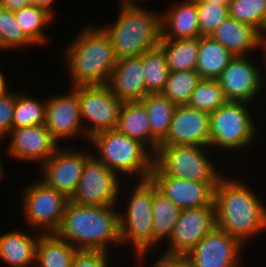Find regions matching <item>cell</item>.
Returning a JSON list of instances; mask_svg holds the SVG:
<instances>
[{
  "label": "cell",
  "instance_id": "cell-1",
  "mask_svg": "<svg viewBox=\"0 0 266 267\" xmlns=\"http://www.w3.org/2000/svg\"><path fill=\"white\" fill-rule=\"evenodd\" d=\"M213 204L216 226L243 244L266 229V207L242 181L222 175L214 189Z\"/></svg>",
  "mask_w": 266,
  "mask_h": 267
},
{
  "label": "cell",
  "instance_id": "cell-2",
  "mask_svg": "<svg viewBox=\"0 0 266 267\" xmlns=\"http://www.w3.org/2000/svg\"><path fill=\"white\" fill-rule=\"evenodd\" d=\"M113 207L81 205L69 199L54 234L78 251L108 252V244L121 242L119 212Z\"/></svg>",
  "mask_w": 266,
  "mask_h": 267
},
{
  "label": "cell",
  "instance_id": "cell-3",
  "mask_svg": "<svg viewBox=\"0 0 266 267\" xmlns=\"http://www.w3.org/2000/svg\"><path fill=\"white\" fill-rule=\"evenodd\" d=\"M66 49L64 60L73 87L108 83L118 58L101 26L85 27Z\"/></svg>",
  "mask_w": 266,
  "mask_h": 267
},
{
  "label": "cell",
  "instance_id": "cell-4",
  "mask_svg": "<svg viewBox=\"0 0 266 267\" xmlns=\"http://www.w3.org/2000/svg\"><path fill=\"white\" fill-rule=\"evenodd\" d=\"M115 24L101 26L119 59L142 55L157 47L162 37L161 14L145 7H120Z\"/></svg>",
  "mask_w": 266,
  "mask_h": 267
},
{
  "label": "cell",
  "instance_id": "cell-5",
  "mask_svg": "<svg viewBox=\"0 0 266 267\" xmlns=\"http://www.w3.org/2000/svg\"><path fill=\"white\" fill-rule=\"evenodd\" d=\"M98 150L96 157L112 172L118 174H129L140 180L150 178L154 166V153L142 142L129 138L117 129L104 130L89 138ZM149 152V153H148Z\"/></svg>",
  "mask_w": 266,
  "mask_h": 267
},
{
  "label": "cell",
  "instance_id": "cell-6",
  "mask_svg": "<svg viewBox=\"0 0 266 267\" xmlns=\"http://www.w3.org/2000/svg\"><path fill=\"white\" fill-rule=\"evenodd\" d=\"M127 210L119 213L121 243L132 244L140 261L153 247V183L138 180L129 197Z\"/></svg>",
  "mask_w": 266,
  "mask_h": 267
},
{
  "label": "cell",
  "instance_id": "cell-7",
  "mask_svg": "<svg viewBox=\"0 0 266 267\" xmlns=\"http://www.w3.org/2000/svg\"><path fill=\"white\" fill-rule=\"evenodd\" d=\"M205 147L159 146L151 175H170L197 182H218L222 177L209 160Z\"/></svg>",
  "mask_w": 266,
  "mask_h": 267
},
{
  "label": "cell",
  "instance_id": "cell-8",
  "mask_svg": "<svg viewBox=\"0 0 266 267\" xmlns=\"http://www.w3.org/2000/svg\"><path fill=\"white\" fill-rule=\"evenodd\" d=\"M248 110L247 102L227 101L210 113V147L238 150L253 144L257 127Z\"/></svg>",
  "mask_w": 266,
  "mask_h": 267
},
{
  "label": "cell",
  "instance_id": "cell-9",
  "mask_svg": "<svg viewBox=\"0 0 266 267\" xmlns=\"http://www.w3.org/2000/svg\"><path fill=\"white\" fill-rule=\"evenodd\" d=\"M24 190L21 194L23 214L31 227L30 231L42 228V234H54L59 228L69 199L42 180L35 181Z\"/></svg>",
  "mask_w": 266,
  "mask_h": 267
},
{
  "label": "cell",
  "instance_id": "cell-10",
  "mask_svg": "<svg viewBox=\"0 0 266 267\" xmlns=\"http://www.w3.org/2000/svg\"><path fill=\"white\" fill-rule=\"evenodd\" d=\"M73 89L79 95L80 114L85 135L91 138L94 134L116 129L120 117L122 102L115 96L108 85H81ZM87 126V127H86Z\"/></svg>",
  "mask_w": 266,
  "mask_h": 267
},
{
  "label": "cell",
  "instance_id": "cell-11",
  "mask_svg": "<svg viewBox=\"0 0 266 267\" xmlns=\"http://www.w3.org/2000/svg\"><path fill=\"white\" fill-rule=\"evenodd\" d=\"M119 176L91 155L74 195L70 198L81 205L115 206L119 192Z\"/></svg>",
  "mask_w": 266,
  "mask_h": 267
},
{
  "label": "cell",
  "instance_id": "cell-12",
  "mask_svg": "<svg viewBox=\"0 0 266 267\" xmlns=\"http://www.w3.org/2000/svg\"><path fill=\"white\" fill-rule=\"evenodd\" d=\"M244 244L217 226L184 258L188 267H239Z\"/></svg>",
  "mask_w": 266,
  "mask_h": 267
},
{
  "label": "cell",
  "instance_id": "cell-13",
  "mask_svg": "<svg viewBox=\"0 0 266 267\" xmlns=\"http://www.w3.org/2000/svg\"><path fill=\"white\" fill-rule=\"evenodd\" d=\"M90 153L74 151V148L58 147L40 168L42 180L47 186L63 193L70 199L79 184L86 160Z\"/></svg>",
  "mask_w": 266,
  "mask_h": 267
},
{
  "label": "cell",
  "instance_id": "cell-14",
  "mask_svg": "<svg viewBox=\"0 0 266 267\" xmlns=\"http://www.w3.org/2000/svg\"><path fill=\"white\" fill-rule=\"evenodd\" d=\"M215 227L214 206L181 210L172 236L168 240L171 245L162 255L184 257Z\"/></svg>",
  "mask_w": 266,
  "mask_h": 267
},
{
  "label": "cell",
  "instance_id": "cell-15",
  "mask_svg": "<svg viewBox=\"0 0 266 267\" xmlns=\"http://www.w3.org/2000/svg\"><path fill=\"white\" fill-rule=\"evenodd\" d=\"M253 62L247 56H235L217 78L228 101L250 104L261 93L265 79Z\"/></svg>",
  "mask_w": 266,
  "mask_h": 267
},
{
  "label": "cell",
  "instance_id": "cell-16",
  "mask_svg": "<svg viewBox=\"0 0 266 267\" xmlns=\"http://www.w3.org/2000/svg\"><path fill=\"white\" fill-rule=\"evenodd\" d=\"M210 113L188 105H177L170 128L159 146L194 145L210 147Z\"/></svg>",
  "mask_w": 266,
  "mask_h": 267
},
{
  "label": "cell",
  "instance_id": "cell-17",
  "mask_svg": "<svg viewBox=\"0 0 266 267\" xmlns=\"http://www.w3.org/2000/svg\"><path fill=\"white\" fill-rule=\"evenodd\" d=\"M45 126L52 137L60 143L62 139H73L85 135L80 114L79 95L72 89L69 93L46 99ZM83 128V129H82Z\"/></svg>",
  "mask_w": 266,
  "mask_h": 267
},
{
  "label": "cell",
  "instance_id": "cell-18",
  "mask_svg": "<svg viewBox=\"0 0 266 267\" xmlns=\"http://www.w3.org/2000/svg\"><path fill=\"white\" fill-rule=\"evenodd\" d=\"M157 190L181 210L214 206L218 182H197L170 175H150Z\"/></svg>",
  "mask_w": 266,
  "mask_h": 267
},
{
  "label": "cell",
  "instance_id": "cell-19",
  "mask_svg": "<svg viewBox=\"0 0 266 267\" xmlns=\"http://www.w3.org/2000/svg\"><path fill=\"white\" fill-rule=\"evenodd\" d=\"M7 154L17 160L37 161L40 166L54 154L59 147L44 124L11 129Z\"/></svg>",
  "mask_w": 266,
  "mask_h": 267
},
{
  "label": "cell",
  "instance_id": "cell-20",
  "mask_svg": "<svg viewBox=\"0 0 266 267\" xmlns=\"http://www.w3.org/2000/svg\"><path fill=\"white\" fill-rule=\"evenodd\" d=\"M122 102L141 101L146 95L143 54L119 59L107 83Z\"/></svg>",
  "mask_w": 266,
  "mask_h": 267
},
{
  "label": "cell",
  "instance_id": "cell-21",
  "mask_svg": "<svg viewBox=\"0 0 266 267\" xmlns=\"http://www.w3.org/2000/svg\"><path fill=\"white\" fill-rule=\"evenodd\" d=\"M161 15L162 38L195 39L200 38L197 2L185 0L168 8Z\"/></svg>",
  "mask_w": 266,
  "mask_h": 267
},
{
  "label": "cell",
  "instance_id": "cell-22",
  "mask_svg": "<svg viewBox=\"0 0 266 267\" xmlns=\"http://www.w3.org/2000/svg\"><path fill=\"white\" fill-rule=\"evenodd\" d=\"M234 56H246L262 47L260 32L253 26L228 16L211 35Z\"/></svg>",
  "mask_w": 266,
  "mask_h": 267
},
{
  "label": "cell",
  "instance_id": "cell-23",
  "mask_svg": "<svg viewBox=\"0 0 266 267\" xmlns=\"http://www.w3.org/2000/svg\"><path fill=\"white\" fill-rule=\"evenodd\" d=\"M116 129L142 142L151 149L150 152H157L160 142L151 134L148 114L140 101L123 103Z\"/></svg>",
  "mask_w": 266,
  "mask_h": 267
},
{
  "label": "cell",
  "instance_id": "cell-24",
  "mask_svg": "<svg viewBox=\"0 0 266 267\" xmlns=\"http://www.w3.org/2000/svg\"><path fill=\"white\" fill-rule=\"evenodd\" d=\"M31 234L13 230L0 235V258L4 263L11 267H30L35 264L36 245L40 235Z\"/></svg>",
  "mask_w": 266,
  "mask_h": 267
},
{
  "label": "cell",
  "instance_id": "cell-25",
  "mask_svg": "<svg viewBox=\"0 0 266 267\" xmlns=\"http://www.w3.org/2000/svg\"><path fill=\"white\" fill-rule=\"evenodd\" d=\"M235 56L211 36L199 38L195 70L201 79H217Z\"/></svg>",
  "mask_w": 266,
  "mask_h": 267
},
{
  "label": "cell",
  "instance_id": "cell-26",
  "mask_svg": "<svg viewBox=\"0 0 266 267\" xmlns=\"http://www.w3.org/2000/svg\"><path fill=\"white\" fill-rule=\"evenodd\" d=\"M41 232L36 245L35 267H71L78 250L55 234Z\"/></svg>",
  "mask_w": 266,
  "mask_h": 267
},
{
  "label": "cell",
  "instance_id": "cell-27",
  "mask_svg": "<svg viewBox=\"0 0 266 267\" xmlns=\"http://www.w3.org/2000/svg\"><path fill=\"white\" fill-rule=\"evenodd\" d=\"M164 52L170 72L195 70L198 61L199 38L164 39L158 45Z\"/></svg>",
  "mask_w": 266,
  "mask_h": 267
},
{
  "label": "cell",
  "instance_id": "cell-28",
  "mask_svg": "<svg viewBox=\"0 0 266 267\" xmlns=\"http://www.w3.org/2000/svg\"><path fill=\"white\" fill-rule=\"evenodd\" d=\"M181 209L153 184V246L172 236Z\"/></svg>",
  "mask_w": 266,
  "mask_h": 267
},
{
  "label": "cell",
  "instance_id": "cell-29",
  "mask_svg": "<svg viewBox=\"0 0 266 267\" xmlns=\"http://www.w3.org/2000/svg\"><path fill=\"white\" fill-rule=\"evenodd\" d=\"M140 102L147 111L151 134L161 142L168 133L176 105L161 93L148 94Z\"/></svg>",
  "mask_w": 266,
  "mask_h": 267
},
{
  "label": "cell",
  "instance_id": "cell-30",
  "mask_svg": "<svg viewBox=\"0 0 266 267\" xmlns=\"http://www.w3.org/2000/svg\"><path fill=\"white\" fill-rule=\"evenodd\" d=\"M145 86L149 94L164 90L170 70L163 50L157 46L143 53Z\"/></svg>",
  "mask_w": 266,
  "mask_h": 267
},
{
  "label": "cell",
  "instance_id": "cell-31",
  "mask_svg": "<svg viewBox=\"0 0 266 267\" xmlns=\"http://www.w3.org/2000/svg\"><path fill=\"white\" fill-rule=\"evenodd\" d=\"M14 15L22 31L36 45L46 44L48 38L43 29L49 25L55 16L33 5L14 11Z\"/></svg>",
  "mask_w": 266,
  "mask_h": 267
},
{
  "label": "cell",
  "instance_id": "cell-32",
  "mask_svg": "<svg viewBox=\"0 0 266 267\" xmlns=\"http://www.w3.org/2000/svg\"><path fill=\"white\" fill-rule=\"evenodd\" d=\"M200 80L196 70L170 72L161 94L176 106L187 105Z\"/></svg>",
  "mask_w": 266,
  "mask_h": 267
},
{
  "label": "cell",
  "instance_id": "cell-33",
  "mask_svg": "<svg viewBox=\"0 0 266 267\" xmlns=\"http://www.w3.org/2000/svg\"><path fill=\"white\" fill-rule=\"evenodd\" d=\"M227 101L217 79H201L192 92L187 105L197 110L212 113Z\"/></svg>",
  "mask_w": 266,
  "mask_h": 267
},
{
  "label": "cell",
  "instance_id": "cell-34",
  "mask_svg": "<svg viewBox=\"0 0 266 267\" xmlns=\"http://www.w3.org/2000/svg\"><path fill=\"white\" fill-rule=\"evenodd\" d=\"M46 102L16 92L12 129L45 124Z\"/></svg>",
  "mask_w": 266,
  "mask_h": 267
},
{
  "label": "cell",
  "instance_id": "cell-35",
  "mask_svg": "<svg viewBox=\"0 0 266 267\" xmlns=\"http://www.w3.org/2000/svg\"><path fill=\"white\" fill-rule=\"evenodd\" d=\"M229 16L261 32L266 20V0H230Z\"/></svg>",
  "mask_w": 266,
  "mask_h": 267
},
{
  "label": "cell",
  "instance_id": "cell-36",
  "mask_svg": "<svg viewBox=\"0 0 266 267\" xmlns=\"http://www.w3.org/2000/svg\"><path fill=\"white\" fill-rule=\"evenodd\" d=\"M36 45L21 29L13 11L0 6V50Z\"/></svg>",
  "mask_w": 266,
  "mask_h": 267
},
{
  "label": "cell",
  "instance_id": "cell-37",
  "mask_svg": "<svg viewBox=\"0 0 266 267\" xmlns=\"http://www.w3.org/2000/svg\"><path fill=\"white\" fill-rule=\"evenodd\" d=\"M199 30L201 36H211L229 16L228 5L197 2Z\"/></svg>",
  "mask_w": 266,
  "mask_h": 267
},
{
  "label": "cell",
  "instance_id": "cell-38",
  "mask_svg": "<svg viewBox=\"0 0 266 267\" xmlns=\"http://www.w3.org/2000/svg\"><path fill=\"white\" fill-rule=\"evenodd\" d=\"M16 105V93L6 92L0 96V140L12 129L14 108Z\"/></svg>",
  "mask_w": 266,
  "mask_h": 267
},
{
  "label": "cell",
  "instance_id": "cell-39",
  "mask_svg": "<svg viewBox=\"0 0 266 267\" xmlns=\"http://www.w3.org/2000/svg\"><path fill=\"white\" fill-rule=\"evenodd\" d=\"M104 251H78L71 267H108V256Z\"/></svg>",
  "mask_w": 266,
  "mask_h": 267
},
{
  "label": "cell",
  "instance_id": "cell-40",
  "mask_svg": "<svg viewBox=\"0 0 266 267\" xmlns=\"http://www.w3.org/2000/svg\"><path fill=\"white\" fill-rule=\"evenodd\" d=\"M153 267H188L184 257L162 255Z\"/></svg>",
  "mask_w": 266,
  "mask_h": 267
},
{
  "label": "cell",
  "instance_id": "cell-41",
  "mask_svg": "<svg viewBox=\"0 0 266 267\" xmlns=\"http://www.w3.org/2000/svg\"><path fill=\"white\" fill-rule=\"evenodd\" d=\"M31 5V0H0V6L10 11H17Z\"/></svg>",
  "mask_w": 266,
  "mask_h": 267
},
{
  "label": "cell",
  "instance_id": "cell-42",
  "mask_svg": "<svg viewBox=\"0 0 266 267\" xmlns=\"http://www.w3.org/2000/svg\"><path fill=\"white\" fill-rule=\"evenodd\" d=\"M55 1L56 0H31V5L42 8L53 16V4Z\"/></svg>",
  "mask_w": 266,
  "mask_h": 267
},
{
  "label": "cell",
  "instance_id": "cell-43",
  "mask_svg": "<svg viewBox=\"0 0 266 267\" xmlns=\"http://www.w3.org/2000/svg\"><path fill=\"white\" fill-rule=\"evenodd\" d=\"M6 79L0 70V96L8 92V85Z\"/></svg>",
  "mask_w": 266,
  "mask_h": 267
},
{
  "label": "cell",
  "instance_id": "cell-44",
  "mask_svg": "<svg viewBox=\"0 0 266 267\" xmlns=\"http://www.w3.org/2000/svg\"><path fill=\"white\" fill-rule=\"evenodd\" d=\"M121 1L122 4L120 7H142V5L138 4V2L142 0H121Z\"/></svg>",
  "mask_w": 266,
  "mask_h": 267
},
{
  "label": "cell",
  "instance_id": "cell-45",
  "mask_svg": "<svg viewBox=\"0 0 266 267\" xmlns=\"http://www.w3.org/2000/svg\"><path fill=\"white\" fill-rule=\"evenodd\" d=\"M196 2H207L213 4L228 5L230 0H196Z\"/></svg>",
  "mask_w": 266,
  "mask_h": 267
},
{
  "label": "cell",
  "instance_id": "cell-46",
  "mask_svg": "<svg viewBox=\"0 0 266 267\" xmlns=\"http://www.w3.org/2000/svg\"><path fill=\"white\" fill-rule=\"evenodd\" d=\"M265 33H266V20H265L263 28H262V30L260 32V36H261V40L262 41L266 39V34Z\"/></svg>",
  "mask_w": 266,
  "mask_h": 267
},
{
  "label": "cell",
  "instance_id": "cell-47",
  "mask_svg": "<svg viewBox=\"0 0 266 267\" xmlns=\"http://www.w3.org/2000/svg\"><path fill=\"white\" fill-rule=\"evenodd\" d=\"M0 141H2V140H0ZM4 167H3V163H2V161H1V156H0V180H2V178L4 177V169H3Z\"/></svg>",
  "mask_w": 266,
  "mask_h": 267
},
{
  "label": "cell",
  "instance_id": "cell-48",
  "mask_svg": "<svg viewBox=\"0 0 266 267\" xmlns=\"http://www.w3.org/2000/svg\"><path fill=\"white\" fill-rule=\"evenodd\" d=\"M262 50L264 52V56L266 57V39L262 41ZM266 59V58H265ZM266 63V62H265Z\"/></svg>",
  "mask_w": 266,
  "mask_h": 267
}]
</instances>
